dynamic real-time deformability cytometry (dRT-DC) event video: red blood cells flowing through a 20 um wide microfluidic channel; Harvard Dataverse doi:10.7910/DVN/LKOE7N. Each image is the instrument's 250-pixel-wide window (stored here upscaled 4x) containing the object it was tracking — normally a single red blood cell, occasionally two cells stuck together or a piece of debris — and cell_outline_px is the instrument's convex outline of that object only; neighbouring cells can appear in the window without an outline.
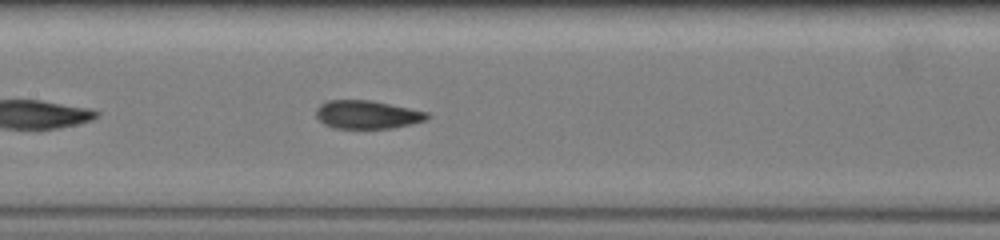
{"species": "common noctule bat (a hibernating species)", "species_latin": "Nyctalus noctula", "temperature_condition": "warm", "stored_images_in_passage": 32, "camera_frame_rate_fps": 3000, "um_per_image_px": 0.085, "animal": {"sex": "female", "body_mass_g": 19.5, "forearm_length_mm": 54.1}, "frame": {"image": 1, "passage_image": 10, "time_ms": 3.333, "image_size_px": [1000, 240], "cell_outline_px": [[432, 116], [424, 120], [392, 128], [332, 128], [324, 124], [316, 116], [316, 108], [320, 104], [328, 100], [372, 100], [428, 112]], "centroid_in_image_um": [31.19, 9.73], "position_along_channel_um": 176.2, "area_um2": 18.26}}
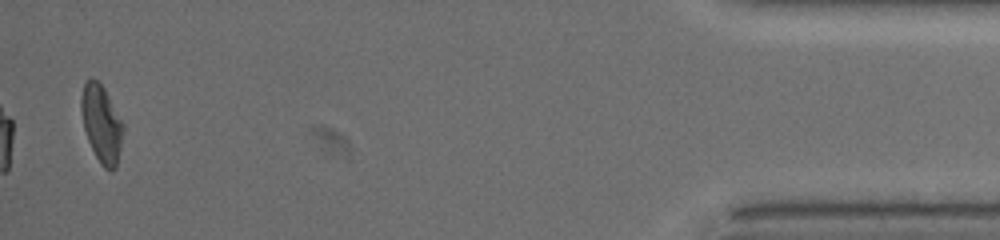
{"frame": {"image": 2, "passage_image": 32, "time_ms": 11.667, "image_size_px": [1000, 240], "cell_outline_px": [[124, 128], [116, 168], [112, 172], [104, 168], [100, 164], [88, 140], [84, 128], [80, 108], [80, 96], [84, 80], [96, 80], [104, 88], [124, 124]], "centroid_in_image_um": [8.62, 10.52], "position_along_channel_um": 426.6, "area_um2": 18.9}, "authors_computed_cell_mechanics": {"area_um2": 18.4382, "velocity_mm_per_s": 3.9049, "shape_relaxation_time_tau1_ms": null, "shape_relaxation_time_tau2_ms": 1.5998, "deformation_change_tau1": null, "deformation_change_tau2": 0.08}}